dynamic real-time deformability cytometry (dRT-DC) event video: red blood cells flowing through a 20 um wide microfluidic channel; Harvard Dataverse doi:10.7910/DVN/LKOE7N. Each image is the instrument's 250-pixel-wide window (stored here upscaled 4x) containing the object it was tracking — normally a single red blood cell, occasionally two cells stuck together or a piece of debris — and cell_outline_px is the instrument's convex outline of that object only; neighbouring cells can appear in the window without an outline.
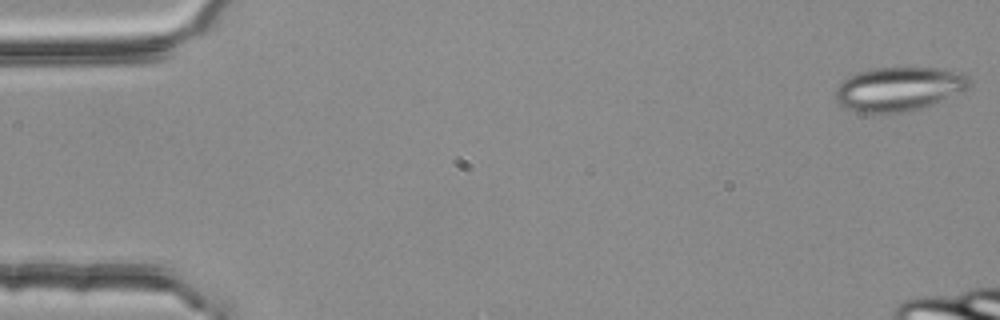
{"species": "common noctule bat (a hibernating species)", "species_latin": "Nyctalus noctula", "temperature_condition": "room temperature", "stored_images_in_passage": 11, "camera_frame_rate_fps": 3000, "um_per_image_px": 0.085, "animal": {"sex": "female", "body_mass_g": 25.1}, "frame": {"image": 1, "passage_image": 1, "time_ms": 0.0, "image_size_px": [1000, 320], "cell_outline_px": [[972, 84], [968, 88], [920, 108], [904, 112], [860, 112], [848, 108], [840, 104], [836, 100], [836, 88], [840, 80], [856, 72], [876, 68], [944, 68], [960, 72], [968, 76], [972, 80]], "centroid_in_image_um": [76.39, 7.53], "position_along_channel_um": 8.6, "area_um2": 34.04}}